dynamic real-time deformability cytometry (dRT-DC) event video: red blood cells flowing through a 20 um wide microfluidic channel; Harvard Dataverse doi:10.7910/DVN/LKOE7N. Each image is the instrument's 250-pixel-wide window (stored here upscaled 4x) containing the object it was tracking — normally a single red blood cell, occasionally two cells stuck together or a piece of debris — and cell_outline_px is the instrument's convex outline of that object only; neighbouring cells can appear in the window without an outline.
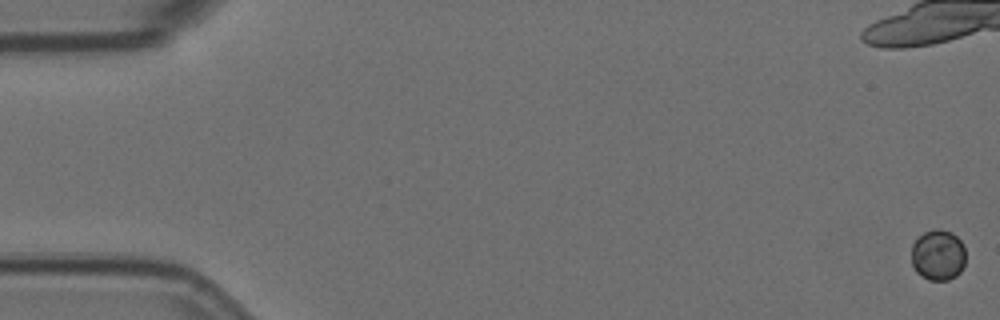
{"species": "Egyptian fruit bat (a non-hibernating species)", "species_latin": "Rousettus aegyptiacus", "temperature_condition": "room temperature", "stored_images_in_passage": 25, "camera_frame_rate_fps": 3000, "um_per_image_px": 0.085, "animal": {"sex": "female"}, "frame": {"image": 1, "passage_image": 1, "time_ms": 0.0, "image_size_px": [1000, 320], "cell_outline_px": [[964, 264], [960, 272], [956, 276], [948, 280], [928, 280], [920, 276], [916, 272], [912, 264], [912, 244], [924, 232], [936, 228], [940, 228], [952, 232], [960, 240], [964, 248]], "centroid_in_image_um": [79.72, 21.68], "position_along_channel_um": 5.3, "area_um2": 16.13}}